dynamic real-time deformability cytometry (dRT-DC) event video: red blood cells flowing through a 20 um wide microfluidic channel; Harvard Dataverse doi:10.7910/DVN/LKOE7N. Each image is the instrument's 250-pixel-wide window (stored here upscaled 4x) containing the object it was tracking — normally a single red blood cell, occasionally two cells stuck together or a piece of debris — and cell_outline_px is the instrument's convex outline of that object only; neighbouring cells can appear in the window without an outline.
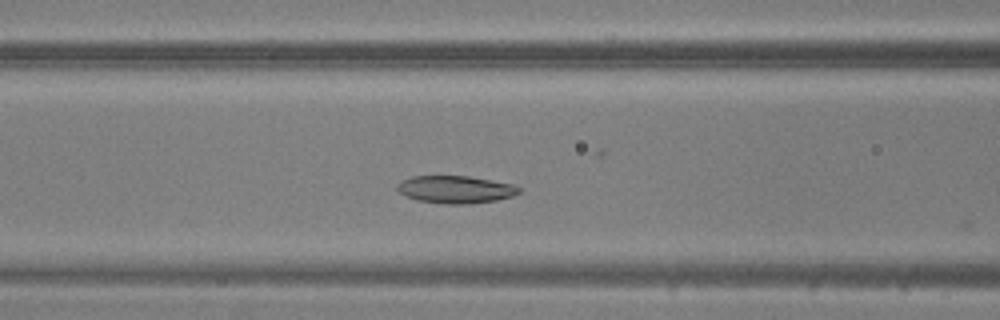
{"species": "common noctule bat (a hibernating species)", "species_latin": "Nyctalus noctula", "temperature_condition": "warm", "stored_images_in_passage": 23, "camera_frame_rate_fps": 3000, "um_per_image_px": 0.085, "animal": {"sex": "male", "body_mass_g": 20.5, "forearm_length_mm": 52.5}, "frame": {"image": 1, "passage_image": 4, "time_ms": 1.0, "image_size_px": [1000, 320], "cell_outline_px": [[524, 188], [520, 192], [512, 196], [496, 200], [468, 204], [444, 204], [416, 200], [404, 196], [396, 188], [396, 184], [412, 176], [468, 176], [512, 184]], "centroid_in_image_um": [38.72, 16.11], "position_along_channel_um": 127.9, "area_um2": 19.59}}
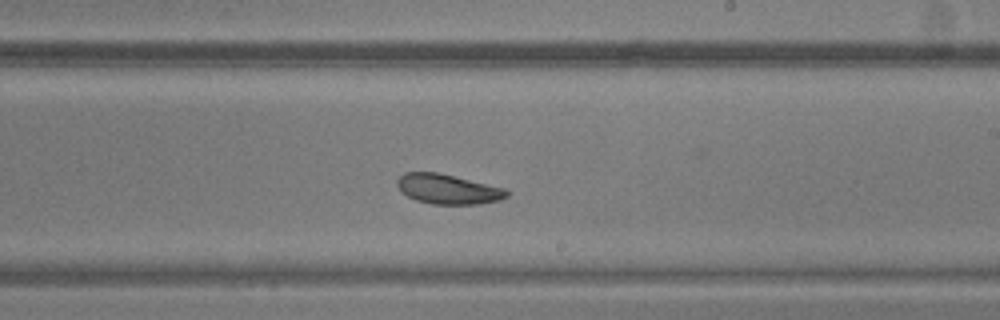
{"frame": {"image": 2, "passage_image": 13, "time_ms": 4.0, "image_size_px": [1000, 320], "cell_outline_px": [[508, 196], [500, 200], [480, 204], [432, 204], [416, 200], [400, 192], [396, 184], [396, 180], [404, 172], [436, 172], [504, 188], [508, 192]], "centroid_in_image_um": [38.03, 16.08], "position_along_channel_um": 251.0, "area_um2": 18.96}}
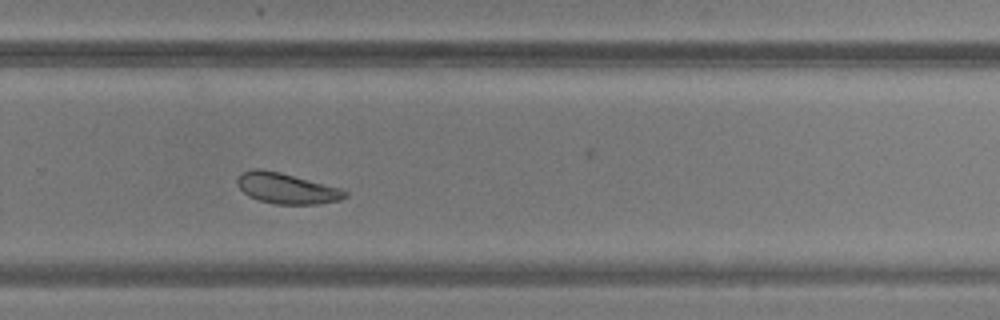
{"frame": {"image": 3, "passage_image": 17, "time_ms": 5.333, "image_size_px": [1000, 320], "cell_outline_px": [[348, 196], [340, 200], [320, 204], [272, 204], [256, 200], [248, 196], [236, 184], [236, 180], [240, 172], [252, 168], [260, 168], [280, 172], [340, 188], [348, 192]], "centroid_in_image_um": [24.32, 16.01], "position_along_channel_um": 305.5, "area_um2": 19.54}}